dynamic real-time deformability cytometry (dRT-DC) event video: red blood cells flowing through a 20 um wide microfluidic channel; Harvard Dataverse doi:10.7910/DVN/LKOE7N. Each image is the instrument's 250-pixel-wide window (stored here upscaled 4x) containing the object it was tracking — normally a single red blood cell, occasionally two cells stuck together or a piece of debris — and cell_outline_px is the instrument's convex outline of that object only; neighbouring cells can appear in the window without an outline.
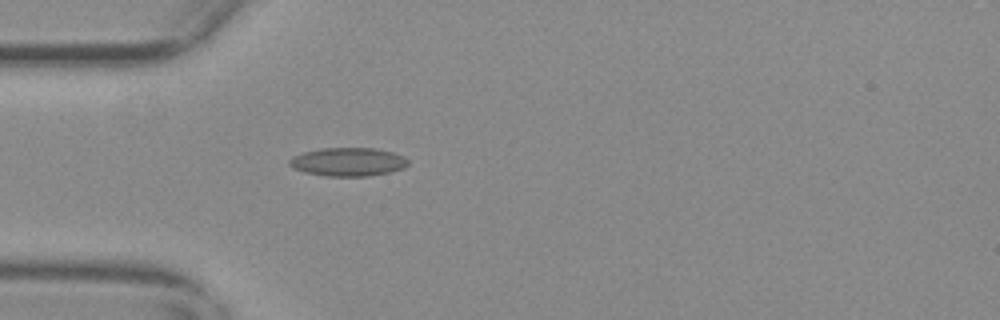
{"species": "common noctule bat (a hibernating species)", "species_latin": "Nyctalus noctula", "temperature_condition": "warm", "stored_images_in_passage": 24, "camera_frame_rate_fps": 3000, "um_per_image_px": 0.085, "animal": {"sex": "female", "body_mass_g": 29.2, "forearm_length_mm": 56.3}, "frame": {"image": 1, "passage_image": 3, "time_ms": 0.667, "image_size_px": [1000, 320], "cell_outline_px": [[408, 164], [404, 168], [388, 172], [368, 176], [328, 176], [304, 172], [292, 168], [288, 164], [288, 160], [292, 156], [304, 152], [320, 148], [376, 148], [392, 152], [404, 156], [408, 160]], "centroid_in_image_um": [29.56, 13.75], "position_along_channel_um": 55.4, "area_um2": 19.77}}
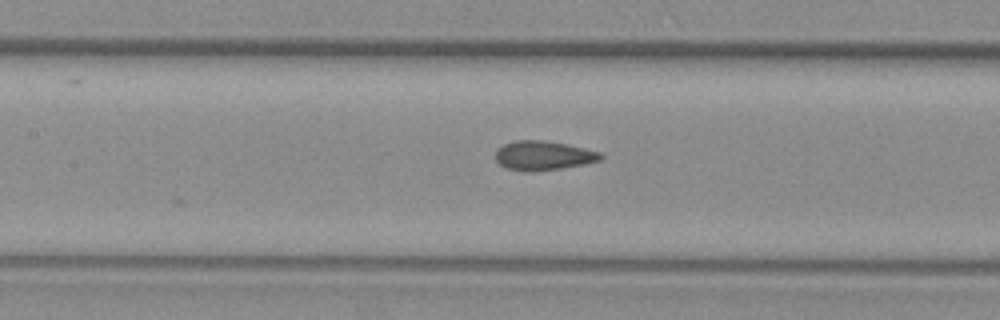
{"frame": {"image": 2, "passage_image": 12, "time_ms": 3.667, "image_size_px": [1000, 320], "cell_outline_px": [[604, 156], [600, 160], [560, 168], [532, 172], [524, 172], [504, 168], [496, 160], [496, 148], [504, 144], [516, 140], [544, 140], [568, 144], [600, 152]], "centroid_in_image_um": [46.13, 13.22], "position_along_channel_um": 161.3, "area_um2": 17.98}}
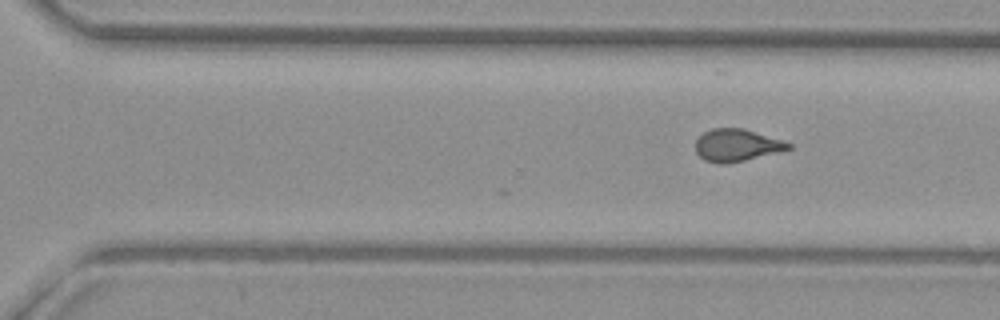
{"frame": {"image": 3, "passage_image": 24, "time_ms": 7.667, "image_size_px": [1000, 320], "cell_outline_px": [[792, 148], [780, 152], [728, 164], [716, 164], [704, 160], [696, 152], [696, 140], [704, 132], [712, 128], [740, 128], [780, 140], [792, 144]], "centroid_in_image_um": [62.59, 12.37], "position_along_channel_um": 308.0, "area_um2": 17.34}}